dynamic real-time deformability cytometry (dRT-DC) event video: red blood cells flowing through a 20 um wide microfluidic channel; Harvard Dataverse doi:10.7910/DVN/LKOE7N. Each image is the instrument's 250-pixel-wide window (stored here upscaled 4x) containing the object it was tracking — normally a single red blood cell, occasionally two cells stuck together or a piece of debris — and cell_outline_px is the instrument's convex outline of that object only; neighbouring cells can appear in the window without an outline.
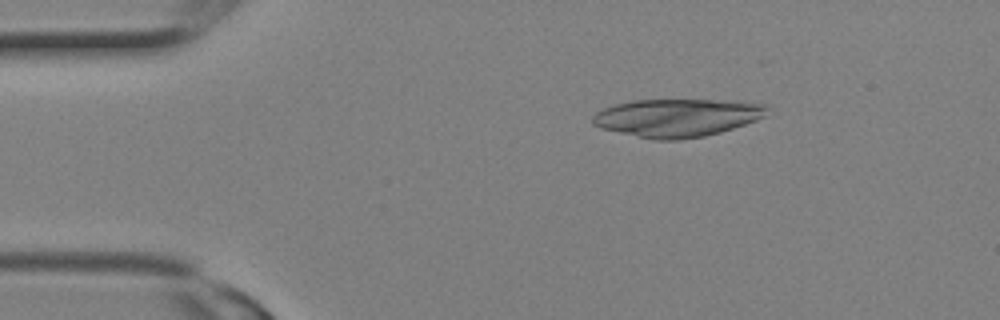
{"species": "Egyptian fruit bat (a non-hibernating species)", "species_latin": "Rousettus aegyptiacus", "temperature_condition": "room temperature", "stored_images_in_passage": 2, "camera_frame_rate_fps": 3000, "um_per_image_px": 0.085, "animal": {"sex": "female"}, "frame": {"image": 1, "passage_image": 2, "time_ms": 0.333, "image_size_px": [1000, 320], "cell_outline_px": [[768, 108], [764, 116], [756, 120], [720, 132], [704, 136], [676, 140], [656, 140], [600, 128], [592, 124], [592, 116], [596, 112], [604, 108], [616, 104], [636, 100], [724, 100], [768, 104]], "centroid_in_image_um": [57.54, 10.0], "position_along_channel_um": 27.5, "area_um2": 38.38}}